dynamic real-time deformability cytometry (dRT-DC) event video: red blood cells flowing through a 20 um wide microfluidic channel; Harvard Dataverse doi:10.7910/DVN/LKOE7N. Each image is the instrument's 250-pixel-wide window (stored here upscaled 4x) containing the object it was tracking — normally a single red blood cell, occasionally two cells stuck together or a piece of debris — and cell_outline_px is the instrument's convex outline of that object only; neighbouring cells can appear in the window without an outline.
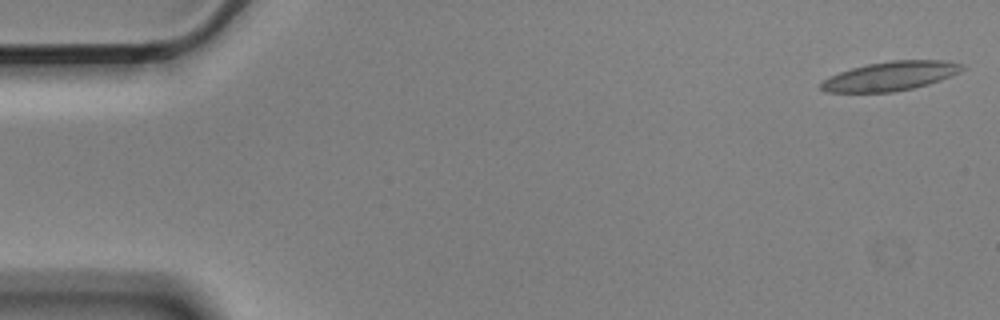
{"species": "Egyptian fruit bat (a non-hibernating species)", "species_latin": "Rousettus aegyptiacus", "temperature_condition": "cold", "stored_images_in_passage": 4, "camera_frame_rate_fps": 3000, "um_per_image_px": 0.085, "animal": {"sex": "male"}, "frame": {"image": 1, "passage_image": 1, "time_ms": 0.0, "image_size_px": [1000, 320], "cell_outline_px": [[964, 68], [940, 80], [928, 84], [912, 88], [892, 92], [824, 92], [820, 88], [820, 84], [828, 76], [852, 68], [868, 64], [892, 60], [944, 60], [960, 64]], "centroid_in_image_um": [75.62, 6.47], "position_along_channel_um": 9.4, "area_um2": 23.58}}
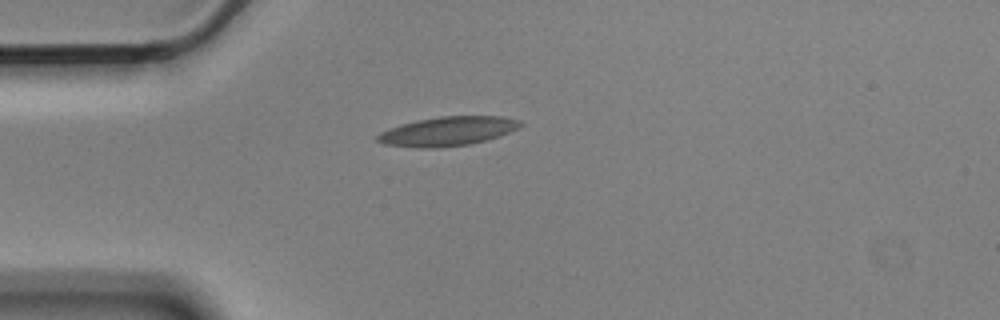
{"frame": {"image": 2, "passage_image": 4, "time_ms": 1.0, "image_size_px": [1000, 320], "cell_outline_px": [[524, 124], [520, 128], [484, 140], [468, 144], [440, 148], [416, 148], [384, 144], [376, 140], [376, 136], [380, 132], [388, 128], [400, 124], [416, 120], [440, 116], [500, 116], [520, 120]], "centroid_in_image_um": [38.01, 11.15], "position_along_channel_um": 47.0, "area_um2": 24.33}}